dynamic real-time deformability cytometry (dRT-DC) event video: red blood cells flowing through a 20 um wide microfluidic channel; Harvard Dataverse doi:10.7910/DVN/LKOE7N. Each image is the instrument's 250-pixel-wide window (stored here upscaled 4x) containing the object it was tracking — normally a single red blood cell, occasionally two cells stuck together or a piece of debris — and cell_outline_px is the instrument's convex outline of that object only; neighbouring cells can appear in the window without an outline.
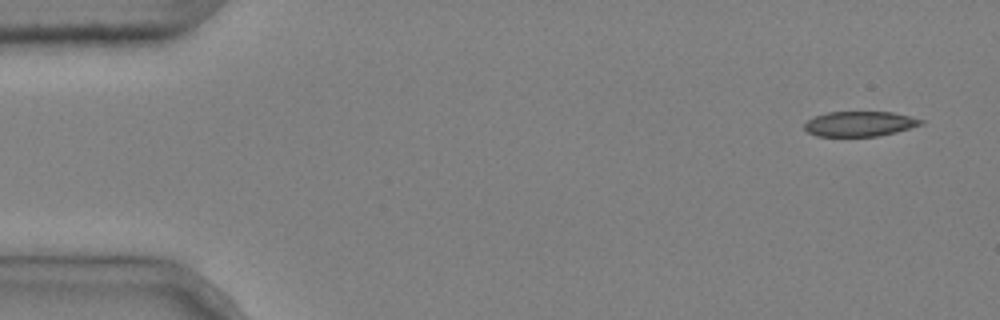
{"species": "common noctule bat (a hibernating species)", "species_latin": "Nyctalus noctula", "temperature_condition": "cold", "stored_images_in_passage": 5, "camera_frame_rate_fps": 3000, "um_per_image_px": 0.085, "animal": {"sex": "male", "body_mass_g": 20.4}, "frame": {"image": 1, "passage_image": 1, "time_ms": 0.0, "image_size_px": [1000, 320], "cell_outline_px": [[924, 124], [896, 132], [876, 136], [816, 136], [808, 132], [804, 128], [804, 124], [808, 120], [816, 116], [828, 112], [892, 112], [924, 120]], "centroid_in_image_um": [73.08, 10.53], "position_along_channel_um": 11.9, "area_um2": 16.88}}
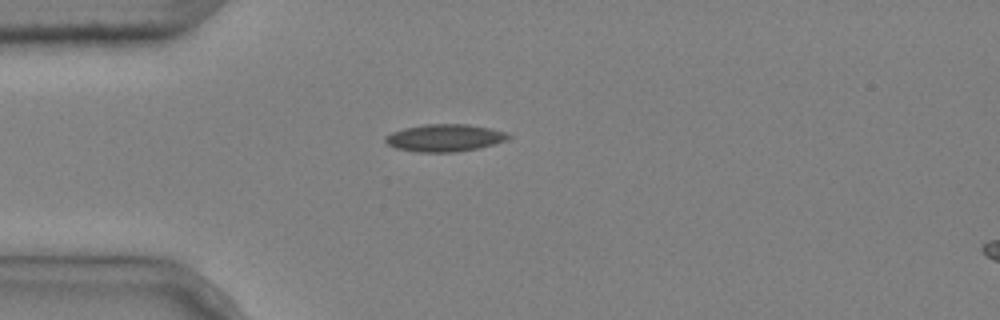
{"frame": {"image": 2, "passage_image": 4, "time_ms": 1.0, "image_size_px": [1000, 320], "cell_outline_px": [[512, 136], [504, 140], [480, 148], [456, 152], [416, 152], [396, 148], [388, 144], [384, 140], [384, 136], [392, 132], [404, 128], [424, 124], [468, 124], [492, 128], [508, 132]], "centroid_in_image_um": [37.8, 11.71], "position_along_channel_um": 47.2, "area_um2": 19.71}}